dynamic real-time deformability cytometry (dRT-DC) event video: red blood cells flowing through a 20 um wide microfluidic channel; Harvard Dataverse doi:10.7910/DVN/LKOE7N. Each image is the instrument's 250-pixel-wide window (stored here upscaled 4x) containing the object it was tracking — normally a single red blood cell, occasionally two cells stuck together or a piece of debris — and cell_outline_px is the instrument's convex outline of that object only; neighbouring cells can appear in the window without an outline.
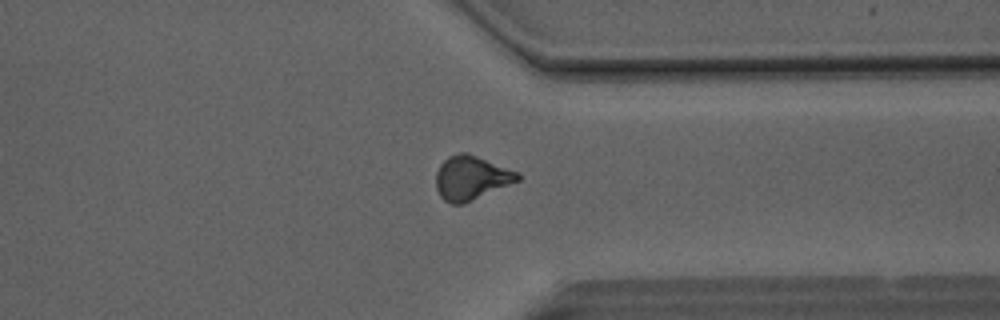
{"species": "Egyptian fruit bat (a non-hibernating species)", "species_latin": "Rousettus aegyptiacus", "temperature_condition": "room temperature", "stored_images_in_passage": 43, "camera_frame_rate_fps": 3000, "um_per_image_px": 0.085, "animal": {"sex": "male"}, "frame": {"image": 1, "passage_image": 36, "time_ms": 11.667, "image_size_px": [1000, 320], "cell_outline_px": [[520, 180], [464, 204], [452, 204], [444, 200], [440, 196], [436, 188], [436, 172], [440, 164], [448, 156], [460, 152], [468, 152], [520, 172]], "centroid_in_image_um": [40.06, 15.11], "position_along_channel_um": 371.3, "area_um2": 21.21}}
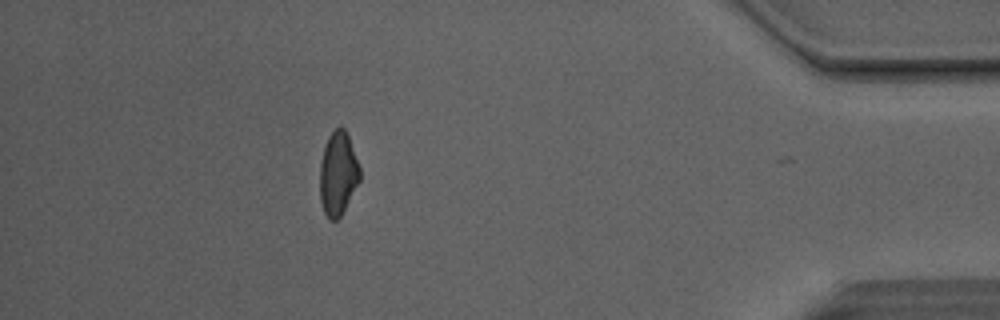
{"frame": {"image": 2, "passage_image": 42, "time_ms": 13.667, "image_size_px": [1000, 320], "cell_outline_px": [[360, 180], [340, 216], [336, 220], [328, 220], [324, 212], [320, 200], [320, 164], [324, 144], [328, 136], [340, 124], [344, 128], [348, 136], [360, 168]], "centroid_in_image_um": [28.71, 14.74], "position_along_channel_um": 406.5, "area_um2": 19.42}, "authors_computed_cell_mechanics": {"area_um2": 20.7502, "velocity_mm_per_s": 4.1646, "shape_relaxation_time_tau1_ms": 5.0585, "shape_relaxation_time_tau2_ms": 2.8072, "deformation_change_tau1": 0.1421, "deformation_change_tau2": 0.0781}}